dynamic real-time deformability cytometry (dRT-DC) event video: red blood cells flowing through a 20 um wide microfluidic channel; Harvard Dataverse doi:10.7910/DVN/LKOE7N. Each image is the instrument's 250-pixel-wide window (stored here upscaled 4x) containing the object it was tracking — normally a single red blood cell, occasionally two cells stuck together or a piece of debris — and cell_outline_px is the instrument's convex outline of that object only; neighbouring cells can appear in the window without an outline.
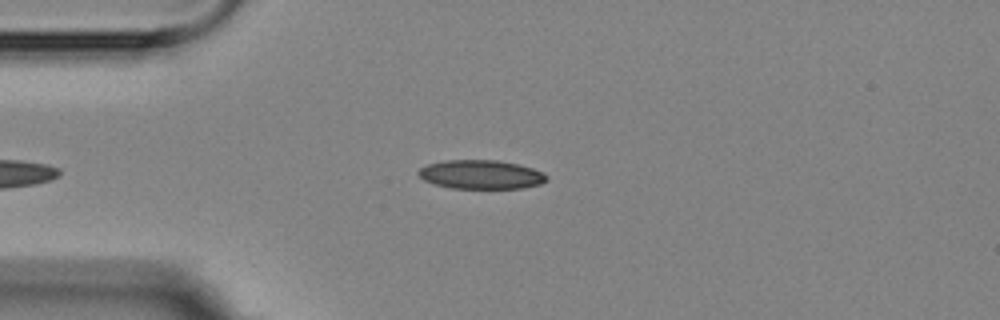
{"species": "Egyptian fruit bat (a non-hibernating species)", "species_latin": "Rousettus aegyptiacus", "temperature_condition": "room temperature", "stored_images_in_passage": 5, "camera_frame_rate_fps": 3000, "um_per_image_px": 0.085, "animal": {"sex": "female"}, "frame": {"image": 1, "passage_image": 5, "time_ms": 4.667, "image_size_px": [1000, 320], "cell_outline_px": [[548, 180], [540, 184], [520, 188], [452, 188], [432, 184], [424, 180], [416, 172], [420, 168], [428, 164], [444, 160], [496, 160], [520, 164], [532, 168], [548, 176]], "centroid_in_image_um": [40.86, 14.83], "position_along_channel_um": 44.1, "area_um2": 21.62}}